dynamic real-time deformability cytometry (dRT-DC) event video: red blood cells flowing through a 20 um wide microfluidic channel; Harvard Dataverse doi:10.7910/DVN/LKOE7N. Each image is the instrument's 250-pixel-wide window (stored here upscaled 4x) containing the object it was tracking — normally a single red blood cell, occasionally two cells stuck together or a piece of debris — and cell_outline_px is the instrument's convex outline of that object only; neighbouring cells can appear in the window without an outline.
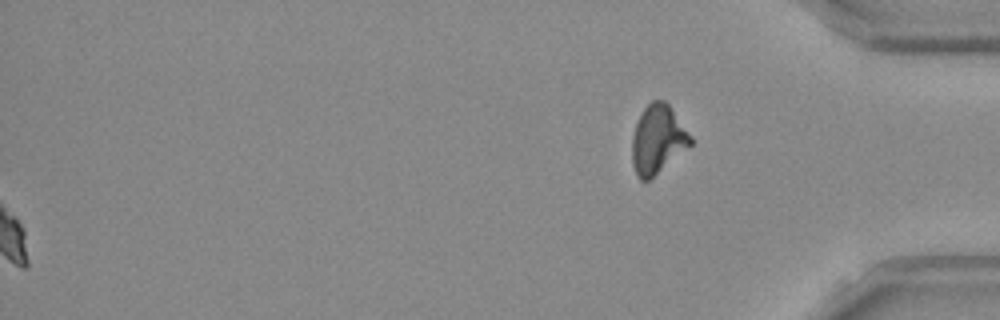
{"species": "Egyptian fruit bat (a non-hibernating species)", "species_latin": "Rousettus aegyptiacus", "temperature_condition": "room temperature", "stored_images_in_passage": 54, "segment_of_instrument_passage": [2, 2], "camera_frame_rate_fps": 3000, "um_per_image_px": 0.085, "frame": {"image": 1, "passage_image": 54, "time_ms": 17.667, "image_size_px": [1000, 320], "cell_outline_px": [[692, 144], [648, 180], [640, 180], [636, 176], [632, 164], [632, 136], [640, 112], [652, 100], [664, 100], [668, 104], [692, 136]], "centroid_in_image_um": [55.88, 11.84], "position_along_channel_um": 379.3, "area_um2": 23.18}}